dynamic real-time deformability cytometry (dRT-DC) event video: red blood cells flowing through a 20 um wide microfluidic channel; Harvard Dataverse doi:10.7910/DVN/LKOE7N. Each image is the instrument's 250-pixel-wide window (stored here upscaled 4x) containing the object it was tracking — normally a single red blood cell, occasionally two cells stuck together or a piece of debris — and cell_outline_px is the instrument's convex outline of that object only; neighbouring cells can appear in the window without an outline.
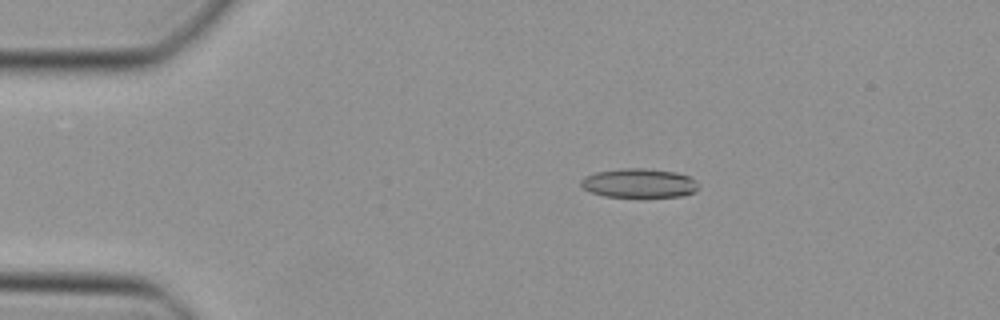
{"species": "Egyptian fruit bat (a non-hibernating species)", "species_latin": "Rousettus aegyptiacus", "temperature_condition": "cold", "stored_images_in_passage": 40, "camera_frame_rate_fps": 3000, "um_per_image_px": 0.085, "animal": {"sex": "female"}, "frame": {"image": 1, "passage_image": 2, "time_ms": 0.333, "image_size_px": [1000, 320], "cell_outline_px": [[700, 188], [696, 192], [684, 196], [604, 196], [592, 192], [584, 188], [580, 184], [580, 180], [584, 176], [596, 172], [624, 168], [644, 168], [676, 172], [688, 176], [696, 180], [700, 184]], "centroid_in_image_um": [54.37, 15.56], "position_along_channel_um": 30.6, "area_um2": 19.94}}
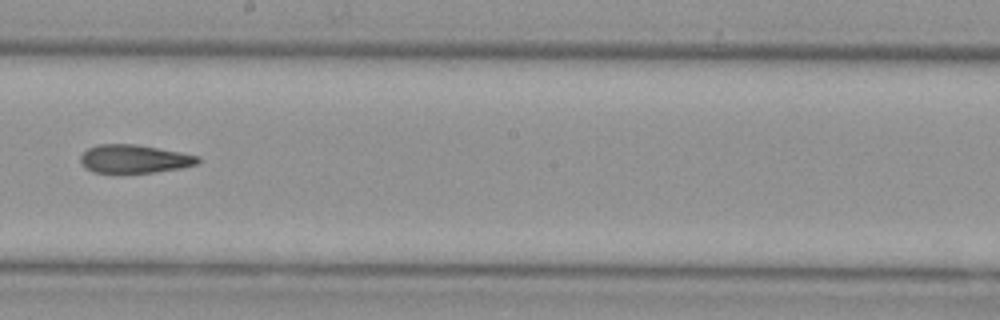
{"frame": {"image": 2, "passage_image": 20, "time_ms": 6.333, "image_size_px": [1000, 320], "cell_outline_px": [[200, 160], [196, 164], [180, 168], [156, 172], [116, 176], [92, 172], [84, 168], [80, 160], [80, 156], [88, 148], [100, 144], [136, 144], [180, 152], [200, 156]], "centroid_in_image_um": [11.35, 13.56], "position_along_channel_um": 236.8, "area_um2": 20.17}}
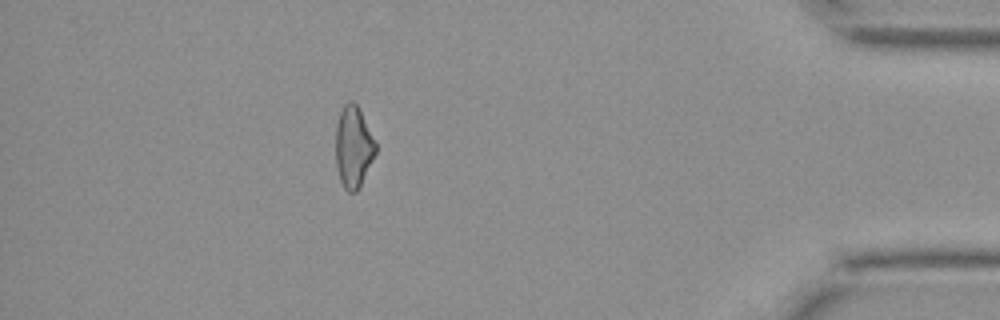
{"frame": {"image": 3, "passage_image": 35, "time_ms": 11.333, "image_size_px": [1000, 320], "cell_outline_px": [[376, 152], [360, 188], [356, 192], [348, 192], [344, 188], [340, 180], [336, 168], [336, 124], [340, 112], [344, 104], [348, 100], [352, 100], [360, 108], [376, 144]], "centroid_in_image_um": [30.03, 12.49], "position_along_channel_um": 405.2, "area_um2": 19.13}}